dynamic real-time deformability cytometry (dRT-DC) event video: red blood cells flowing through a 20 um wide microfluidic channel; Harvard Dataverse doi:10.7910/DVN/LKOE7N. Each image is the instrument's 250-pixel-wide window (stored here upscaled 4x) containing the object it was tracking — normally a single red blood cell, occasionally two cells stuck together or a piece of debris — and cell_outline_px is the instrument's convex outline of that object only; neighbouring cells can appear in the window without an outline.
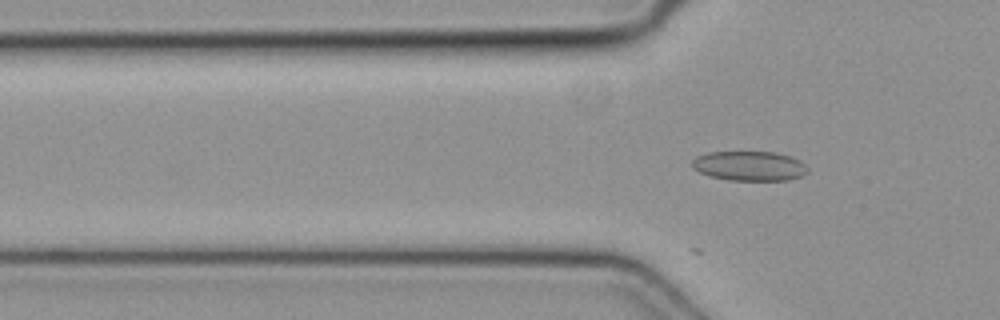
{"species": "common noctule bat (a hibernating species)", "species_latin": "Nyctalus noctula", "temperature_condition": "cold", "stored_images_in_passage": 14, "camera_frame_rate_fps": 3000, "um_per_image_px": 0.085, "animal": {"sex": "female", "body_mass_g": 19.3, "forearm_length_mm": 54.1}, "frame": {"image": 1, "passage_image": 8, "time_ms": 2.333, "image_size_px": [1000, 320], "cell_outline_px": [[808, 172], [800, 176], [788, 180], [728, 180], [708, 176], [692, 168], [692, 160], [696, 156], [708, 152], [776, 152], [788, 156], [804, 164], [808, 168]], "centroid_in_image_um": [63.65, 14.11], "position_along_channel_um": 62.1, "area_um2": 19.88}}
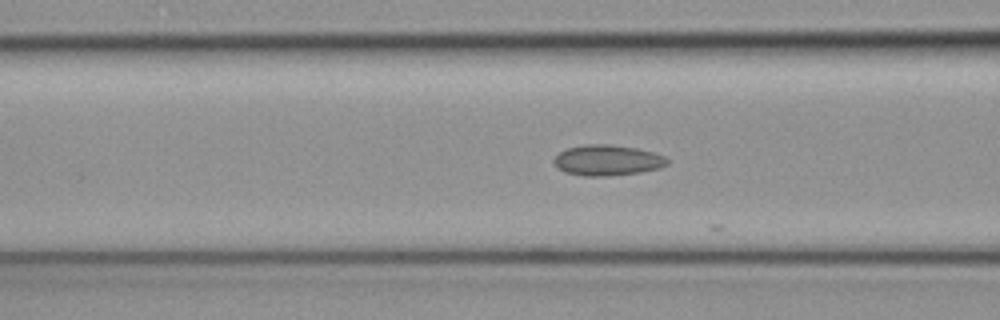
{"frame": {"image": 2, "passage_image": 12, "time_ms": 3.667, "image_size_px": [1000, 320], "cell_outline_px": [[668, 164], [660, 168], [640, 172], [608, 176], [584, 176], [564, 172], [552, 160], [560, 152], [568, 148], [584, 144], [608, 144], [636, 148], [652, 152], [664, 156], [668, 160]], "centroid_in_image_um": [51.63, 13.62], "position_along_channel_um": 115.0, "area_um2": 20.11}}